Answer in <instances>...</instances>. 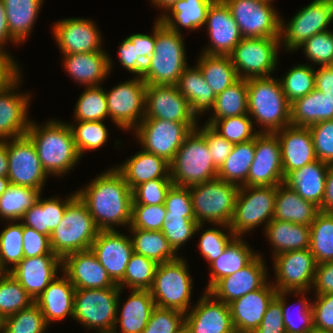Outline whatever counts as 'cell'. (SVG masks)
Listing matches in <instances>:
<instances>
[{"mask_svg": "<svg viewBox=\"0 0 333 333\" xmlns=\"http://www.w3.org/2000/svg\"><path fill=\"white\" fill-rule=\"evenodd\" d=\"M115 168L123 175L131 190L154 179H171L170 163L153 153L140 150Z\"/></svg>", "mask_w": 333, "mask_h": 333, "instance_id": "d6a6232c", "label": "cell"}, {"mask_svg": "<svg viewBox=\"0 0 333 333\" xmlns=\"http://www.w3.org/2000/svg\"><path fill=\"white\" fill-rule=\"evenodd\" d=\"M75 286L63 273L56 277L34 302L42 311L46 323L59 322L74 313Z\"/></svg>", "mask_w": 333, "mask_h": 333, "instance_id": "4dcf8cb0", "label": "cell"}, {"mask_svg": "<svg viewBox=\"0 0 333 333\" xmlns=\"http://www.w3.org/2000/svg\"><path fill=\"white\" fill-rule=\"evenodd\" d=\"M185 314L187 333H234L228 304L216 299L210 292H203L200 299Z\"/></svg>", "mask_w": 333, "mask_h": 333, "instance_id": "44dd1931", "label": "cell"}, {"mask_svg": "<svg viewBox=\"0 0 333 333\" xmlns=\"http://www.w3.org/2000/svg\"><path fill=\"white\" fill-rule=\"evenodd\" d=\"M8 176L11 184L31 187L43 192L49 178L44 171L32 140L23 135L7 140Z\"/></svg>", "mask_w": 333, "mask_h": 333, "instance_id": "2e32d148", "label": "cell"}, {"mask_svg": "<svg viewBox=\"0 0 333 333\" xmlns=\"http://www.w3.org/2000/svg\"><path fill=\"white\" fill-rule=\"evenodd\" d=\"M185 327V313L155 307L142 333H179Z\"/></svg>", "mask_w": 333, "mask_h": 333, "instance_id": "be15d7a7", "label": "cell"}, {"mask_svg": "<svg viewBox=\"0 0 333 333\" xmlns=\"http://www.w3.org/2000/svg\"><path fill=\"white\" fill-rule=\"evenodd\" d=\"M300 48L308 61L315 66L333 65V31L327 30L313 35L297 50Z\"/></svg>", "mask_w": 333, "mask_h": 333, "instance_id": "94428289", "label": "cell"}, {"mask_svg": "<svg viewBox=\"0 0 333 333\" xmlns=\"http://www.w3.org/2000/svg\"><path fill=\"white\" fill-rule=\"evenodd\" d=\"M187 262L179 259L157 265L154 280L149 289L155 306L187 313L191 303L193 279Z\"/></svg>", "mask_w": 333, "mask_h": 333, "instance_id": "52a82bcc", "label": "cell"}, {"mask_svg": "<svg viewBox=\"0 0 333 333\" xmlns=\"http://www.w3.org/2000/svg\"><path fill=\"white\" fill-rule=\"evenodd\" d=\"M267 272L265 260L258 254L244 268L220 279L208 292L216 299L229 304L247 293L262 288L268 282Z\"/></svg>", "mask_w": 333, "mask_h": 333, "instance_id": "d4e9b609", "label": "cell"}, {"mask_svg": "<svg viewBox=\"0 0 333 333\" xmlns=\"http://www.w3.org/2000/svg\"><path fill=\"white\" fill-rule=\"evenodd\" d=\"M277 291H311L317 262L309 248L278 254L273 257Z\"/></svg>", "mask_w": 333, "mask_h": 333, "instance_id": "e0dca14e", "label": "cell"}, {"mask_svg": "<svg viewBox=\"0 0 333 333\" xmlns=\"http://www.w3.org/2000/svg\"><path fill=\"white\" fill-rule=\"evenodd\" d=\"M280 38H242L229 55L242 79L271 77L277 70Z\"/></svg>", "mask_w": 333, "mask_h": 333, "instance_id": "8fae6325", "label": "cell"}, {"mask_svg": "<svg viewBox=\"0 0 333 333\" xmlns=\"http://www.w3.org/2000/svg\"><path fill=\"white\" fill-rule=\"evenodd\" d=\"M26 135L32 140L48 176L65 175L81 160L68 122L51 119L40 126L31 120Z\"/></svg>", "mask_w": 333, "mask_h": 333, "instance_id": "7a4b0ae2", "label": "cell"}, {"mask_svg": "<svg viewBox=\"0 0 333 333\" xmlns=\"http://www.w3.org/2000/svg\"><path fill=\"white\" fill-rule=\"evenodd\" d=\"M315 89L326 95L333 104V65L315 69Z\"/></svg>", "mask_w": 333, "mask_h": 333, "instance_id": "b9fcfbb0", "label": "cell"}, {"mask_svg": "<svg viewBox=\"0 0 333 333\" xmlns=\"http://www.w3.org/2000/svg\"><path fill=\"white\" fill-rule=\"evenodd\" d=\"M316 158L333 163V120L321 121L309 126Z\"/></svg>", "mask_w": 333, "mask_h": 333, "instance_id": "89a4df30", "label": "cell"}, {"mask_svg": "<svg viewBox=\"0 0 333 333\" xmlns=\"http://www.w3.org/2000/svg\"><path fill=\"white\" fill-rule=\"evenodd\" d=\"M122 291L124 290L120 288L117 302V317L112 333H120L117 331L118 326L121 328L119 330L121 333H142L148 324L152 310L156 307L154 299L149 290L131 289L128 299L121 306L120 295ZM120 309L121 311H118Z\"/></svg>", "mask_w": 333, "mask_h": 333, "instance_id": "1f68e13d", "label": "cell"}, {"mask_svg": "<svg viewBox=\"0 0 333 333\" xmlns=\"http://www.w3.org/2000/svg\"><path fill=\"white\" fill-rule=\"evenodd\" d=\"M166 212L164 204H132V221L129 228L161 231Z\"/></svg>", "mask_w": 333, "mask_h": 333, "instance_id": "03108f58", "label": "cell"}, {"mask_svg": "<svg viewBox=\"0 0 333 333\" xmlns=\"http://www.w3.org/2000/svg\"><path fill=\"white\" fill-rule=\"evenodd\" d=\"M120 287L75 289L73 319L98 333H112Z\"/></svg>", "mask_w": 333, "mask_h": 333, "instance_id": "9c48e42d", "label": "cell"}, {"mask_svg": "<svg viewBox=\"0 0 333 333\" xmlns=\"http://www.w3.org/2000/svg\"><path fill=\"white\" fill-rule=\"evenodd\" d=\"M75 122L68 124L71 128L75 146L80 157H82L85 151L97 150L105 145L109 133L103 121Z\"/></svg>", "mask_w": 333, "mask_h": 333, "instance_id": "db71d44e", "label": "cell"}, {"mask_svg": "<svg viewBox=\"0 0 333 333\" xmlns=\"http://www.w3.org/2000/svg\"><path fill=\"white\" fill-rule=\"evenodd\" d=\"M214 0H179L158 19L167 28L181 33V28L196 30L204 26L207 11Z\"/></svg>", "mask_w": 333, "mask_h": 333, "instance_id": "ab89813d", "label": "cell"}, {"mask_svg": "<svg viewBox=\"0 0 333 333\" xmlns=\"http://www.w3.org/2000/svg\"><path fill=\"white\" fill-rule=\"evenodd\" d=\"M203 224H198L195 218H165L161 231L178 251L196 233L203 229Z\"/></svg>", "mask_w": 333, "mask_h": 333, "instance_id": "6125c7cd", "label": "cell"}, {"mask_svg": "<svg viewBox=\"0 0 333 333\" xmlns=\"http://www.w3.org/2000/svg\"><path fill=\"white\" fill-rule=\"evenodd\" d=\"M34 303L33 298L9 273L0 277V315L6 318Z\"/></svg>", "mask_w": 333, "mask_h": 333, "instance_id": "11a10c76", "label": "cell"}, {"mask_svg": "<svg viewBox=\"0 0 333 333\" xmlns=\"http://www.w3.org/2000/svg\"><path fill=\"white\" fill-rule=\"evenodd\" d=\"M85 87L74 108V121H104L109 117L105 89Z\"/></svg>", "mask_w": 333, "mask_h": 333, "instance_id": "f907efd6", "label": "cell"}, {"mask_svg": "<svg viewBox=\"0 0 333 333\" xmlns=\"http://www.w3.org/2000/svg\"><path fill=\"white\" fill-rule=\"evenodd\" d=\"M197 125L163 119H143L133 131L143 150L171 163L185 138Z\"/></svg>", "mask_w": 333, "mask_h": 333, "instance_id": "7c38bea8", "label": "cell"}, {"mask_svg": "<svg viewBox=\"0 0 333 333\" xmlns=\"http://www.w3.org/2000/svg\"><path fill=\"white\" fill-rule=\"evenodd\" d=\"M10 180L7 177H0V196L8 189Z\"/></svg>", "mask_w": 333, "mask_h": 333, "instance_id": "603ad722", "label": "cell"}, {"mask_svg": "<svg viewBox=\"0 0 333 333\" xmlns=\"http://www.w3.org/2000/svg\"><path fill=\"white\" fill-rule=\"evenodd\" d=\"M91 19L64 18L53 24V37L62 54H81L103 49L101 30Z\"/></svg>", "mask_w": 333, "mask_h": 333, "instance_id": "d6986e66", "label": "cell"}, {"mask_svg": "<svg viewBox=\"0 0 333 333\" xmlns=\"http://www.w3.org/2000/svg\"><path fill=\"white\" fill-rule=\"evenodd\" d=\"M99 231L87 206L77 195L50 235L51 249L62 260L69 254L90 250Z\"/></svg>", "mask_w": 333, "mask_h": 333, "instance_id": "277c9868", "label": "cell"}, {"mask_svg": "<svg viewBox=\"0 0 333 333\" xmlns=\"http://www.w3.org/2000/svg\"><path fill=\"white\" fill-rule=\"evenodd\" d=\"M243 38H280L281 17L263 0H223Z\"/></svg>", "mask_w": 333, "mask_h": 333, "instance_id": "5bb4252c", "label": "cell"}, {"mask_svg": "<svg viewBox=\"0 0 333 333\" xmlns=\"http://www.w3.org/2000/svg\"><path fill=\"white\" fill-rule=\"evenodd\" d=\"M277 290L269 281L260 289L254 290L229 303L233 327L238 333H253L260 325L266 309Z\"/></svg>", "mask_w": 333, "mask_h": 333, "instance_id": "83f0119b", "label": "cell"}, {"mask_svg": "<svg viewBox=\"0 0 333 333\" xmlns=\"http://www.w3.org/2000/svg\"><path fill=\"white\" fill-rule=\"evenodd\" d=\"M181 33H177L158 19L156 43L149 71L142 77L147 85H177L187 64L186 48Z\"/></svg>", "mask_w": 333, "mask_h": 333, "instance_id": "5b68a950", "label": "cell"}, {"mask_svg": "<svg viewBox=\"0 0 333 333\" xmlns=\"http://www.w3.org/2000/svg\"><path fill=\"white\" fill-rule=\"evenodd\" d=\"M249 246L242 237L236 236L226 246L224 252L208 264L211 274L205 291H209L220 279L247 266L258 255Z\"/></svg>", "mask_w": 333, "mask_h": 333, "instance_id": "f35d334b", "label": "cell"}, {"mask_svg": "<svg viewBox=\"0 0 333 333\" xmlns=\"http://www.w3.org/2000/svg\"><path fill=\"white\" fill-rule=\"evenodd\" d=\"M248 114L259 132L275 133L291 124V104L279 79L271 77L247 80ZM257 123V124H256Z\"/></svg>", "mask_w": 333, "mask_h": 333, "instance_id": "3957f363", "label": "cell"}, {"mask_svg": "<svg viewBox=\"0 0 333 333\" xmlns=\"http://www.w3.org/2000/svg\"><path fill=\"white\" fill-rule=\"evenodd\" d=\"M291 293L297 297L298 295H301V299L297 302L300 306H297V311H295L297 315L294 314L293 310H291L293 304L291 305L292 307L290 305L287 306L288 303L286 298L289 297ZM305 293H309V291L276 292V297L281 301L283 322L286 333H315L313 327L312 301L309 302L311 299H307V297H305L307 294Z\"/></svg>", "mask_w": 333, "mask_h": 333, "instance_id": "7dc6e473", "label": "cell"}, {"mask_svg": "<svg viewBox=\"0 0 333 333\" xmlns=\"http://www.w3.org/2000/svg\"><path fill=\"white\" fill-rule=\"evenodd\" d=\"M6 224L0 232V264L6 272H10L24 258L23 223L7 221Z\"/></svg>", "mask_w": 333, "mask_h": 333, "instance_id": "816d5d0a", "label": "cell"}, {"mask_svg": "<svg viewBox=\"0 0 333 333\" xmlns=\"http://www.w3.org/2000/svg\"><path fill=\"white\" fill-rule=\"evenodd\" d=\"M253 333H286L281 301L276 296L269 303L260 325Z\"/></svg>", "mask_w": 333, "mask_h": 333, "instance_id": "34e18365", "label": "cell"}, {"mask_svg": "<svg viewBox=\"0 0 333 333\" xmlns=\"http://www.w3.org/2000/svg\"><path fill=\"white\" fill-rule=\"evenodd\" d=\"M328 166L329 164L317 159L300 169L291 171L283 183L295 190L304 200L320 207L325 192Z\"/></svg>", "mask_w": 333, "mask_h": 333, "instance_id": "836d02e7", "label": "cell"}, {"mask_svg": "<svg viewBox=\"0 0 333 333\" xmlns=\"http://www.w3.org/2000/svg\"><path fill=\"white\" fill-rule=\"evenodd\" d=\"M113 60L105 50L81 54H63L64 70L73 79L86 87L102 85L112 72Z\"/></svg>", "mask_w": 333, "mask_h": 333, "instance_id": "f546056e", "label": "cell"}, {"mask_svg": "<svg viewBox=\"0 0 333 333\" xmlns=\"http://www.w3.org/2000/svg\"><path fill=\"white\" fill-rule=\"evenodd\" d=\"M152 35L137 33V50L138 56H152L154 54V46L156 43V20Z\"/></svg>", "mask_w": 333, "mask_h": 333, "instance_id": "09005b40", "label": "cell"}, {"mask_svg": "<svg viewBox=\"0 0 333 333\" xmlns=\"http://www.w3.org/2000/svg\"><path fill=\"white\" fill-rule=\"evenodd\" d=\"M23 253L24 257L28 258L55 254L51 249L49 236L25 225H23Z\"/></svg>", "mask_w": 333, "mask_h": 333, "instance_id": "753ad0ef", "label": "cell"}, {"mask_svg": "<svg viewBox=\"0 0 333 333\" xmlns=\"http://www.w3.org/2000/svg\"><path fill=\"white\" fill-rule=\"evenodd\" d=\"M76 193L100 231L116 230L117 225H131L132 190L115 167L101 173Z\"/></svg>", "mask_w": 333, "mask_h": 333, "instance_id": "6da1fadb", "label": "cell"}, {"mask_svg": "<svg viewBox=\"0 0 333 333\" xmlns=\"http://www.w3.org/2000/svg\"><path fill=\"white\" fill-rule=\"evenodd\" d=\"M205 26L211 44L203 49L204 54L229 56L243 38L239 26L223 0L212 2L207 11Z\"/></svg>", "mask_w": 333, "mask_h": 333, "instance_id": "7402d4cb", "label": "cell"}, {"mask_svg": "<svg viewBox=\"0 0 333 333\" xmlns=\"http://www.w3.org/2000/svg\"><path fill=\"white\" fill-rule=\"evenodd\" d=\"M310 251L317 264L333 261V212H319L310 225Z\"/></svg>", "mask_w": 333, "mask_h": 333, "instance_id": "681fc988", "label": "cell"}, {"mask_svg": "<svg viewBox=\"0 0 333 333\" xmlns=\"http://www.w3.org/2000/svg\"><path fill=\"white\" fill-rule=\"evenodd\" d=\"M7 52L0 49V91L8 88L22 75L19 63Z\"/></svg>", "mask_w": 333, "mask_h": 333, "instance_id": "11e5206c", "label": "cell"}, {"mask_svg": "<svg viewBox=\"0 0 333 333\" xmlns=\"http://www.w3.org/2000/svg\"><path fill=\"white\" fill-rule=\"evenodd\" d=\"M165 218H195L189 187L172 185L165 199Z\"/></svg>", "mask_w": 333, "mask_h": 333, "instance_id": "a7ac6f4b", "label": "cell"}, {"mask_svg": "<svg viewBox=\"0 0 333 333\" xmlns=\"http://www.w3.org/2000/svg\"><path fill=\"white\" fill-rule=\"evenodd\" d=\"M275 133L280 143L284 177L317 160L309 127L290 124Z\"/></svg>", "mask_w": 333, "mask_h": 333, "instance_id": "f1b7e54d", "label": "cell"}, {"mask_svg": "<svg viewBox=\"0 0 333 333\" xmlns=\"http://www.w3.org/2000/svg\"><path fill=\"white\" fill-rule=\"evenodd\" d=\"M146 85L135 76L105 91L109 118L123 131L134 130L144 119Z\"/></svg>", "mask_w": 333, "mask_h": 333, "instance_id": "9a60e30c", "label": "cell"}, {"mask_svg": "<svg viewBox=\"0 0 333 333\" xmlns=\"http://www.w3.org/2000/svg\"><path fill=\"white\" fill-rule=\"evenodd\" d=\"M207 140V146L212 156L214 165L219 169L227 157L230 155L233 144L227 141L223 136L216 132L210 125L204 123V126L196 128Z\"/></svg>", "mask_w": 333, "mask_h": 333, "instance_id": "8c879c8a", "label": "cell"}, {"mask_svg": "<svg viewBox=\"0 0 333 333\" xmlns=\"http://www.w3.org/2000/svg\"><path fill=\"white\" fill-rule=\"evenodd\" d=\"M195 220L229 226L234 214L239 186L214 178L189 187Z\"/></svg>", "mask_w": 333, "mask_h": 333, "instance_id": "ba28073f", "label": "cell"}, {"mask_svg": "<svg viewBox=\"0 0 333 333\" xmlns=\"http://www.w3.org/2000/svg\"><path fill=\"white\" fill-rule=\"evenodd\" d=\"M172 185L171 179H154L141 183L132 190V204H164Z\"/></svg>", "mask_w": 333, "mask_h": 333, "instance_id": "003e7915", "label": "cell"}, {"mask_svg": "<svg viewBox=\"0 0 333 333\" xmlns=\"http://www.w3.org/2000/svg\"><path fill=\"white\" fill-rule=\"evenodd\" d=\"M62 273L75 289H102L116 285L91 249L67 255L62 260Z\"/></svg>", "mask_w": 333, "mask_h": 333, "instance_id": "4316f807", "label": "cell"}, {"mask_svg": "<svg viewBox=\"0 0 333 333\" xmlns=\"http://www.w3.org/2000/svg\"><path fill=\"white\" fill-rule=\"evenodd\" d=\"M120 64L136 77H143L151 64V56H138L137 33L125 38L118 48Z\"/></svg>", "mask_w": 333, "mask_h": 333, "instance_id": "e7e4bbea", "label": "cell"}, {"mask_svg": "<svg viewBox=\"0 0 333 333\" xmlns=\"http://www.w3.org/2000/svg\"><path fill=\"white\" fill-rule=\"evenodd\" d=\"M144 119L198 123L176 85H146Z\"/></svg>", "mask_w": 333, "mask_h": 333, "instance_id": "ffe728a7", "label": "cell"}, {"mask_svg": "<svg viewBox=\"0 0 333 333\" xmlns=\"http://www.w3.org/2000/svg\"><path fill=\"white\" fill-rule=\"evenodd\" d=\"M210 126L233 145L255 139L259 133L249 114L216 119Z\"/></svg>", "mask_w": 333, "mask_h": 333, "instance_id": "6f0895ef", "label": "cell"}, {"mask_svg": "<svg viewBox=\"0 0 333 333\" xmlns=\"http://www.w3.org/2000/svg\"><path fill=\"white\" fill-rule=\"evenodd\" d=\"M42 192L31 187L10 184L0 196V218L7 221H21L25 212L33 206Z\"/></svg>", "mask_w": 333, "mask_h": 333, "instance_id": "c3c4849f", "label": "cell"}, {"mask_svg": "<svg viewBox=\"0 0 333 333\" xmlns=\"http://www.w3.org/2000/svg\"><path fill=\"white\" fill-rule=\"evenodd\" d=\"M218 168L212 161L207 140L193 130L170 163V177L176 186L191 187L217 178Z\"/></svg>", "mask_w": 333, "mask_h": 333, "instance_id": "8992f818", "label": "cell"}, {"mask_svg": "<svg viewBox=\"0 0 333 333\" xmlns=\"http://www.w3.org/2000/svg\"><path fill=\"white\" fill-rule=\"evenodd\" d=\"M8 168L7 140L0 141V177L8 176Z\"/></svg>", "mask_w": 333, "mask_h": 333, "instance_id": "67dfc351", "label": "cell"}, {"mask_svg": "<svg viewBox=\"0 0 333 333\" xmlns=\"http://www.w3.org/2000/svg\"><path fill=\"white\" fill-rule=\"evenodd\" d=\"M77 196V193L64 198L53 196L52 198H41L30 207L21 219L23 225L35 229L37 232L50 237L53 230L62 220L67 205Z\"/></svg>", "mask_w": 333, "mask_h": 333, "instance_id": "e575fe53", "label": "cell"}, {"mask_svg": "<svg viewBox=\"0 0 333 333\" xmlns=\"http://www.w3.org/2000/svg\"><path fill=\"white\" fill-rule=\"evenodd\" d=\"M320 212H333V163L329 164L326 174V185Z\"/></svg>", "mask_w": 333, "mask_h": 333, "instance_id": "979ff035", "label": "cell"}, {"mask_svg": "<svg viewBox=\"0 0 333 333\" xmlns=\"http://www.w3.org/2000/svg\"><path fill=\"white\" fill-rule=\"evenodd\" d=\"M196 63L216 95L239 79L230 56L201 53Z\"/></svg>", "mask_w": 333, "mask_h": 333, "instance_id": "ee69618b", "label": "cell"}, {"mask_svg": "<svg viewBox=\"0 0 333 333\" xmlns=\"http://www.w3.org/2000/svg\"><path fill=\"white\" fill-rule=\"evenodd\" d=\"M130 230V231H129ZM134 253L154 260L157 264L174 261L181 256L164 236L162 231L128 229Z\"/></svg>", "mask_w": 333, "mask_h": 333, "instance_id": "7bdbcfd3", "label": "cell"}, {"mask_svg": "<svg viewBox=\"0 0 333 333\" xmlns=\"http://www.w3.org/2000/svg\"><path fill=\"white\" fill-rule=\"evenodd\" d=\"M62 272V259L56 254L24 257L9 273L35 300ZM58 272V273H57Z\"/></svg>", "mask_w": 333, "mask_h": 333, "instance_id": "484cf974", "label": "cell"}, {"mask_svg": "<svg viewBox=\"0 0 333 333\" xmlns=\"http://www.w3.org/2000/svg\"><path fill=\"white\" fill-rule=\"evenodd\" d=\"M333 21V0H314L285 23L281 18V46L297 51L313 35L327 31Z\"/></svg>", "mask_w": 333, "mask_h": 333, "instance_id": "4fadbf2b", "label": "cell"}, {"mask_svg": "<svg viewBox=\"0 0 333 333\" xmlns=\"http://www.w3.org/2000/svg\"><path fill=\"white\" fill-rule=\"evenodd\" d=\"M4 318L0 315V333H3Z\"/></svg>", "mask_w": 333, "mask_h": 333, "instance_id": "5803f987", "label": "cell"}, {"mask_svg": "<svg viewBox=\"0 0 333 333\" xmlns=\"http://www.w3.org/2000/svg\"><path fill=\"white\" fill-rule=\"evenodd\" d=\"M276 186H240L229 228L235 236L265 226L273 219ZM265 223V224H263Z\"/></svg>", "mask_w": 333, "mask_h": 333, "instance_id": "30bf717a", "label": "cell"}, {"mask_svg": "<svg viewBox=\"0 0 333 333\" xmlns=\"http://www.w3.org/2000/svg\"><path fill=\"white\" fill-rule=\"evenodd\" d=\"M8 42H13V44L18 45L10 35L4 2L0 0V49L7 50L5 49V45Z\"/></svg>", "mask_w": 333, "mask_h": 333, "instance_id": "deb4b68c", "label": "cell"}, {"mask_svg": "<svg viewBox=\"0 0 333 333\" xmlns=\"http://www.w3.org/2000/svg\"><path fill=\"white\" fill-rule=\"evenodd\" d=\"M212 111L211 117L205 122L208 125L216 119L248 114L247 80L239 78L222 93L216 95Z\"/></svg>", "mask_w": 333, "mask_h": 333, "instance_id": "bcb514c9", "label": "cell"}, {"mask_svg": "<svg viewBox=\"0 0 333 333\" xmlns=\"http://www.w3.org/2000/svg\"><path fill=\"white\" fill-rule=\"evenodd\" d=\"M157 265L154 260L133 253L126 266L124 278L118 286L123 290L125 286L130 290H149L153 284Z\"/></svg>", "mask_w": 333, "mask_h": 333, "instance_id": "9f6ffc18", "label": "cell"}, {"mask_svg": "<svg viewBox=\"0 0 333 333\" xmlns=\"http://www.w3.org/2000/svg\"><path fill=\"white\" fill-rule=\"evenodd\" d=\"M176 1L179 0H151L153 6L163 10L162 14L168 10Z\"/></svg>", "mask_w": 333, "mask_h": 333, "instance_id": "b62a3aed", "label": "cell"}, {"mask_svg": "<svg viewBox=\"0 0 333 333\" xmlns=\"http://www.w3.org/2000/svg\"><path fill=\"white\" fill-rule=\"evenodd\" d=\"M327 120H333V104L319 90L314 89L291 103V125L309 127Z\"/></svg>", "mask_w": 333, "mask_h": 333, "instance_id": "60d3db41", "label": "cell"}, {"mask_svg": "<svg viewBox=\"0 0 333 333\" xmlns=\"http://www.w3.org/2000/svg\"><path fill=\"white\" fill-rule=\"evenodd\" d=\"M21 78L22 75L8 88L0 91V141L26 135L30 126L31 119L27 116L31 94L17 92Z\"/></svg>", "mask_w": 333, "mask_h": 333, "instance_id": "cb8c5ba5", "label": "cell"}, {"mask_svg": "<svg viewBox=\"0 0 333 333\" xmlns=\"http://www.w3.org/2000/svg\"><path fill=\"white\" fill-rule=\"evenodd\" d=\"M255 156V139L234 144L230 155L218 169L217 177L237 186H246L250 166Z\"/></svg>", "mask_w": 333, "mask_h": 333, "instance_id": "f6af8a7d", "label": "cell"}, {"mask_svg": "<svg viewBox=\"0 0 333 333\" xmlns=\"http://www.w3.org/2000/svg\"><path fill=\"white\" fill-rule=\"evenodd\" d=\"M49 325L34 302L16 314L4 318L3 333H45Z\"/></svg>", "mask_w": 333, "mask_h": 333, "instance_id": "680465c9", "label": "cell"}, {"mask_svg": "<svg viewBox=\"0 0 333 333\" xmlns=\"http://www.w3.org/2000/svg\"><path fill=\"white\" fill-rule=\"evenodd\" d=\"M176 86L181 95L187 99L191 107V113L197 120L207 110L210 109V112H212L216 94L206 82L197 65L194 67L188 65L182 72Z\"/></svg>", "mask_w": 333, "mask_h": 333, "instance_id": "74e56055", "label": "cell"}, {"mask_svg": "<svg viewBox=\"0 0 333 333\" xmlns=\"http://www.w3.org/2000/svg\"><path fill=\"white\" fill-rule=\"evenodd\" d=\"M284 179L281 148L276 133L259 132L255 137V156L246 186H278Z\"/></svg>", "mask_w": 333, "mask_h": 333, "instance_id": "ac0fdd59", "label": "cell"}, {"mask_svg": "<svg viewBox=\"0 0 333 333\" xmlns=\"http://www.w3.org/2000/svg\"><path fill=\"white\" fill-rule=\"evenodd\" d=\"M284 95L291 104L315 89V68L310 64H298L279 78Z\"/></svg>", "mask_w": 333, "mask_h": 333, "instance_id": "f5cc1de1", "label": "cell"}, {"mask_svg": "<svg viewBox=\"0 0 333 333\" xmlns=\"http://www.w3.org/2000/svg\"><path fill=\"white\" fill-rule=\"evenodd\" d=\"M219 226L202 231L199 239V250L201 255L210 264L216 260L225 250L226 246L236 237L229 226L224 224H211ZM227 231H226V230ZM224 231V232H223ZM226 231V232H225Z\"/></svg>", "mask_w": 333, "mask_h": 333, "instance_id": "91938a15", "label": "cell"}, {"mask_svg": "<svg viewBox=\"0 0 333 333\" xmlns=\"http://www.w3.org/2000/svg\"><path fill=\"white\" fill-rule=\"evenodd\" d=\"M319 212L317 205L304 200L284 183L276 186L273 219L310 226Z\"/></svg>", "mask_w": 333, "mask_h": 333, "instance_id": "d590c367", "label": "cell"}, {"mask_svg": "<svg viewBox=\"0 0 333 333\" xmlns=\"http://www.w3.org/2000/svg\"><path fill=\"white\" fill-rule=\"evenodd\" d=\"M314 296L312 311L315 333H333V293Z\"/></svg>", "mask_w": 333, "mask_h": 333, "instance_id": "2644e50d", "label": "cell"}, {"mask_svg": "<svg viewBox=\"0 0 333 333\" xmlns=\"http://www.w3.org/2000/svg\"><path fill=\"white\" fill-rule=\"evenodd\" d=\"M311 289L315 295L333 293V261L317 264Z\"/></svg>", "mask_w": 333, "mask_h": 333, "instance_id": "2a66077c", "label": "cell"}, {"mask_svg": "<svg viewBox=\"0 0 333 333\" xmlns=\"http://www.w3.org/2000/svg\"><path fill=\"white\" fill-rule=\"evenodd\" d=\"M272 244L273 257L289 251L310 248V226L272 219L264 229Z\"/></svg>", "mask_w": 333, "mask_h": 333, "instance_id": "8d00e7d4", "label": "cell"}, {"mask_svg": "<svg viewBox=\"0 0 333 333\" xmlns=\"http://www.w3.org/2000/svg\"><path fill=\"white\" fill-rule=\"evenodd\" d=\"M44 0H3L11 37L24 43L33 30Z\"/></svg>", "mask_w": 333, "mask_h": 333, "instance_id": "b9f144b4", "label": "cell"}, {"mask_svg": "<svg viewBox=\"0 0 333 333\" xmlns=\"http://www.w3.org/2000/svg\"><path fill=\"white\" fill-rule=\"evenodd\" d=\"M91 250L112 281L118 285L123 280L126 266L134 253L131 237L117 230L99 231Z\"/></svg>", "mask_w": 333, "mask_h": 333, "instance_id": "603a6c76", "label": "cell"}]
</instances>
